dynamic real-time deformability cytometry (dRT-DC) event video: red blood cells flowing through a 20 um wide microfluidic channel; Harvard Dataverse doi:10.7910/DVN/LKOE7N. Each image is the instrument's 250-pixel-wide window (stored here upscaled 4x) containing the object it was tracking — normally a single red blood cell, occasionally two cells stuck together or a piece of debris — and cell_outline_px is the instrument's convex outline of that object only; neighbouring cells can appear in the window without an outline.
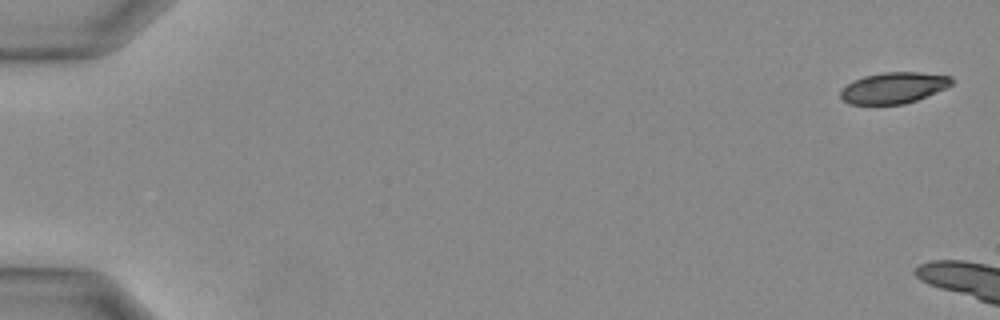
{"species": "Egyptian fruit bat (a non-hibernating species)", "species_latin": "Rousettus aegyptiacus", "temperature_condition": "warm", "stored_images_in_passage": 5, "camera_frame_rate_fps": 3000, "um_per_image_px": 0.085, "animal": {"sex": "female"}, "frame": {"image": 1, "passage_image": 1, "time_ms": 0.0, "image_size_px": [1000, 320], "cell_outline_px": [[952, 84], [944, 88], [916, 100], [904, 104], [848, 104], [840, 96], [840, 88], [864, 76], [884, 72], [920, 72], [952, 76]], "centroid_in_image_um": [75.94, 7.46], "position_along_channel_um": 9.1, "area_um2": 19.94}}